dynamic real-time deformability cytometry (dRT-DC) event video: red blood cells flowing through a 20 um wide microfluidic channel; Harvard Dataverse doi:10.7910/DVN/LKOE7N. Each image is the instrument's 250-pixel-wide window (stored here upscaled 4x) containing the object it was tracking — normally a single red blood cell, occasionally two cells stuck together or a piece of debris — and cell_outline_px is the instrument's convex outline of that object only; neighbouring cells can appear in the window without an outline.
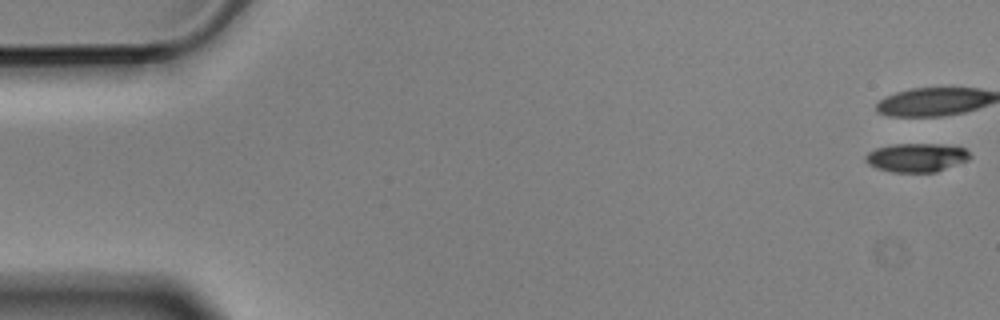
{"species": "Egyptian fruit bat (a non-hibernating species)", "species_latin": "Rousettus aegyptiacus", "temperature_condition": "cold", "stored_images_in_passage": 4, "camera_frame_rate_fps": 3000, "um_per_image_px": 0.085, "animal": {"sex": "male"}, "frame": {"image": 1, "passage_image": 1, "time_ms": 0.0, "image_size_px": [1000, 320], "cell_outline_px": [[972, 156], [968, 160], [936, 172], [892, 172], [876, 168], [868, 164], [864, 160], [864, 156], [868, 152], [876, 148], [896, 144], [940, 144], [964, 148]], "centroid_in_image_um": [77.88, 13.4], "position_along_channel_um": 7.1, "area_um2": 17.46}}